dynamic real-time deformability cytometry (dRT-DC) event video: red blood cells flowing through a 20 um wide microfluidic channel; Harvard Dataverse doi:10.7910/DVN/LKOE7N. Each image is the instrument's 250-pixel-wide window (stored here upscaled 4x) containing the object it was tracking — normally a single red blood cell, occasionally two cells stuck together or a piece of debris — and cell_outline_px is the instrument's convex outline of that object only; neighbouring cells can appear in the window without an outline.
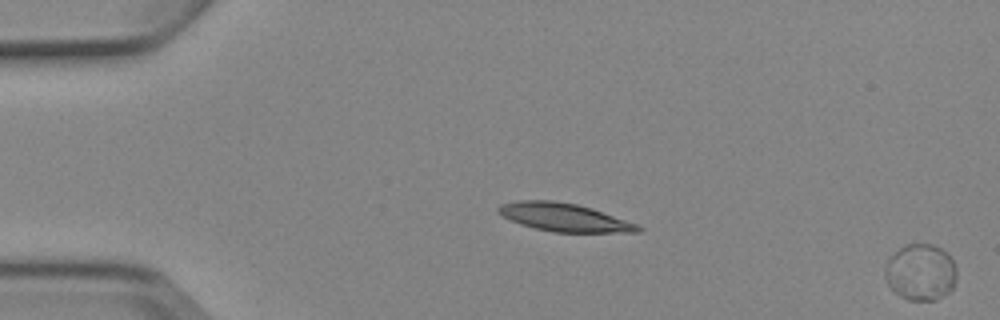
{"species": "Egyptian fruit bat (a non-hibernating species)", "species_latin": "Rousettus aegyptiacus", "temperature_condition": "cold", "stored_images_in_passage": 2, "segment_of_instrument_passage": [2, 2], "camera_frame_rate_fps": 3000, "um_per_image_px": 0.085, "animal": {"sex": "female"}, "frame": {"image": 1, "passage_image": 2, "time_ms": 1.0, "image_size_px": [1000, 320], "cell_outline_px": [[956, 280], [952, 288], [948, 292], [936, 300], [908, 300], [900, 296], [888, 284], [884, 276], [884, 268], [888, 260], [900, 248], [908, 244], [932, 244], [948, 252], [956, 268]], "centroid_in_image_um": [78.26, 23.14], "position_along_channel_um": 6.7, "area_um2": 23.52}}